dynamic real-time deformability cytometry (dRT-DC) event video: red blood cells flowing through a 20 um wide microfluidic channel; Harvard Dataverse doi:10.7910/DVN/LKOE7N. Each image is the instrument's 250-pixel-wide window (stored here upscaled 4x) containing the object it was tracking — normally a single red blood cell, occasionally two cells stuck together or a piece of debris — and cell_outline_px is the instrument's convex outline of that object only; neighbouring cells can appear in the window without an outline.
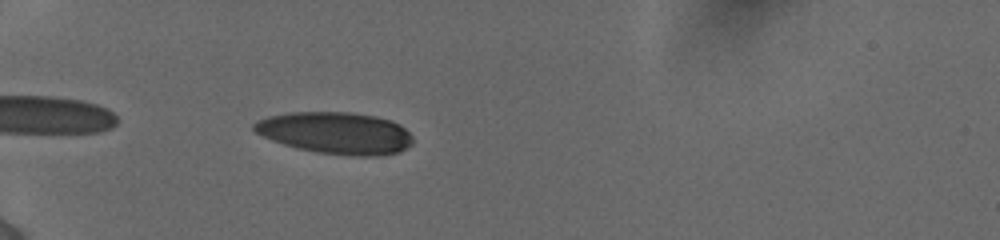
{"species": "human", "species_latin": "Homo sapiens", "temperature_condition": "cold", "stored_images_in_passage": 36, "camera_frame_rate_fps": 3000, "um_per_image_px": 0.085, "donor": {"sex": "female"}, "frame": {"image": 1, "passage_image": 3, "time_ms": 0.667, "image_size_px": [1000, 240], "cell_outline_px": [[412, 144], [400, 152], [376, 156], [352, 156], [320, 152], [296, 148], [272, 140], [256, 132], [252, 128], [252, 124], [256, 120], [268, 116], [292, 112], [348, 112], [376, 116], [392, 120], [400, 124], [412, 136]], "centroid_in_image_um": [28.54, 11.3], "position_along_channel_um": 56.5, "area_um2": 38.78}}
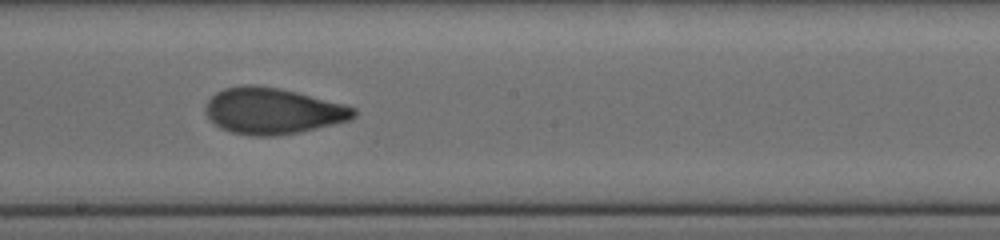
{"frame": {"image": 2, "passage_image": 18, "time_ms": 5.667, "image_size_px": [1000, 240], "cell_outline_px": [[356, 116], [352, 120], [300, 132], [276, 136], [252, 136], [232, 132], [220, 128], [204, 112], [204, 108], [208, 100], [216, 92], [224, 88], [244, 84], [252, 84], [276, 88], [296, 92], [356, 108]], "centroid_in_image_um": [23.17, 9.44], "position_along_channel_um": 225.0, "area_um2": 39.77}}
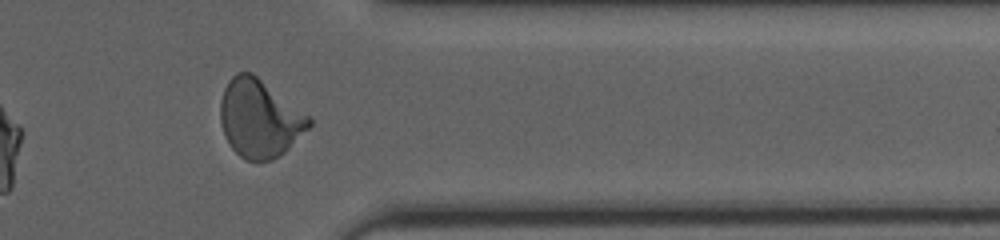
{"frame": {"image": 3, "passage_image": 31, "time_ms": 10.0, "image_size_px": [1000, 240], "cell_outline_px": [[312, 124], [284, 152], [272, 160], [244, 160], [232, 148], [224, 136], [220, 120], [220, 100], [224, 88], [228, 80], [236, 72], [252, 72], [312, 116]], "centroid_in_image_um": [22.06, 10.04], "position_along_channel_um": 389.3, "area_um2": 40.46}, "authors_computed_cell_mechanics": {"area_um2": 38.726, "velocity_mm_per_s": 3.8804, "shape_relaxation_time_tau1_ms": 4.5415, "shape_relaxation_time_tau2_ms": 0.9556, "deformation_change_tau1": 0.1935, "deformation_change_tau2": 0.0683}}